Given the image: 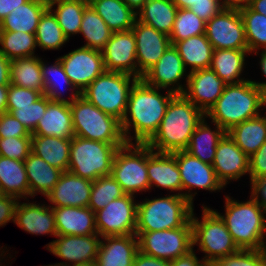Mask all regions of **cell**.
Segmentation results:
<instances>
[{
  "label": "cell",
  "mask_w": 266,
  "mask_h": 266,
  "mask_svg": "<svg viewBox=\"0 0 266 266\" xmlns=\"http://www.w3.org/2000/svg\"><path fill=\"white\" fill-rule=\"evenodd\" d=\"M31 134L72 139L75 135L70 105L50 101L43 118Z\"/></svg>",
  "instance_id": "cell-27"
},
{
  "label": "cell",
  "mask_w": 266,
  "mask_h": 266,
  "mask_svg": "<svg viewBox=\"0 0 266 266\" xmlns=\"http://www.w3.org/2000/svg\"><path fill=\"white\" fill-rule=\"evenodd\" d=\"M132 31L136 39L138 79H141L142 75L159 61L171 45L170 37L137 19Z\"/></svg>",
  "instance_id": "cell-18"
},
{
  "label": "cell",
  "mask_w": 266,
  "mask_h": 266,
  "mask_svg": "<svg viewBox=\"0 0 266 266\" xmlns=\"http://www.w3.org/2000/svg\"><path fill=\"white\" fill-rule=\"evenodd\" d=\"M266 211V197L259 203Z\"/></svg>",
  "instance_id": "cell-68"
},
{
  "label": "cell",
  "mask_w": 266,
  "mask_h": 266,
  "mask_svg": "<svg viewBox=\"0 0 266 266\" xmlns=\"http://www.w3.org/2000/svg\"><path fill=\"white\" fill-rule=\"evenodd\" d=\"M47 8L48 0H29L1 20L0 31L35 34L40 17Z\"/></svg>",
  "instance_id": "cell-29"
},
{
  "label": "cell",
  "mask_w": 266,
  "mask_h": 266,
  "mask_svg": "<svg viewBox=\"0 0 266 266\" xmlns=\"http://www.w3.org/2000/svg\"><path fill=\"white\" fill-rule=\"evenodd\" d=\"M132 266H170V261L149 256L138 251Z\"/></svg>",
  "instance_id": "cell-55"
},
{
  "label": "cell",
  "mask_w": 266,
  "mask_h": 266,
  "mask_svg": "<svg viewBox=\"0 0 266 266\" xmlns=\"http://www.w3.org/2000/svg\"><path fill=\"white\" fill-rule=\"evenodd\" d=\"M205 35L213 49L248 50L238 7L226 6L207 21Z\"/></svg>",
  "instance_id": "cell-12"
},
{
  "label": "cell",
  "mask_w": 266,
  "mask_h": 266,
  "mask_svg": "<svg viewBox=\"0 0 266 266\" xmlns=\"http://www.w3.org/2000/svg\"><path fill=\"white\" fill-rule=\"evenodd\" d=\"M57 237L58 239L46 245L47 250L53 255L71 262L72 265L95 262L102 241L99 234L57 235Z\"/></svg>",
  "instance_id": "cell-20"
},
{
  "label": "cell",
  "mask_w": 266,
  "mask_h": 266,
  "mask_svg": "<svg viewBox=\"0 0 266 266\" xmlns=\"http://www.w3.org/2000/svg\"><path fill=\"white\" fill-rule=\"evenodd\" d=\"M135 235L138 238L139 251L168 261L181 257L194 248L191 220L176 229L135 232Z\"/></svg>",
  "instance_id": "cell-11"
},
{
  "label": "cell",
  "mask_w": 266,
  "mask_h": 266,
  "mask_svg": "<svg viewBox=\"0 0 266 266\" xmlns=\"http://www.w3.org/2000/svg\"><path fill=\"white\" fill-rule=\"evenodd\" d=\"M43 94L37 90L24 88L21 86L8 85L7 109H17L18 107L30 106Z\"/></svg>",
  "instance_id": "cell-50"
},
{
  "label": "cell",
  "mask_w": 266,
  "mask_h": 266,
  "mask_svg": "<svg viewBox=\"0 0 266 266\" xmlns=\"http://www.w3.org/2000/svg\"><path fill=\"white\" fill-rule=\"evenodd\" d=\"M193 204L182 193L146 199L137 205L135 232H152L183 227L194 211Z\"/></svg>",
  "instance_id": "cell-5"
},
{
  "label": "cell",
  "mask_w": 266,
  "mask_h": 266,
  "mask_svg": "<svg viewBox=\"0 0 266 266\" xmlns=\"http://www.w3.org/2000/svg\"><path fill=\"white\" fill-rule=\"evenodd\" d=\"M92 181L64 171L54 188L46 195L52 207H88Z\"/></svg>",
  "instance_id": "cell-22"
},
{
  "label": "cell",
  "mask_w": 266,
  "mask_h": 266,
  "mask_svg": "<svg viewBox=\"0 0 266 266\" xmlns=\"http://www.w3.org/2000/svg\"><path fill=\"white\" fill-rule=\"evenodd\" d=\"M51 100L43 94L38 100L30 106L18 107L17 109H7L17 120H19L30 133H32L40 119L46 112L47 105Z\"/></svg>",
  "instance_id": "cell-47"
},
{
  "label": "cell",
  "mask_w": 266,
  "mask_h": 266,
  "mask_svg": "<svg viewBox=\"0 0 266 266\" xmlns=\"http://www.w3.org/2000/svg\"><path fill=\"white\" fill-rule=\"evenodd\" d=\"M158 90L160 89L146 84L142 79L134 83L125 116L121 121L126 143H132L133 139L135 143H146L156 133L170 100L176 95L167 91L164 96ZM131 127L134 129V138L129 136Z\"/></svg>",
  "instance_id": "cell-1"
},
{
  "label": "cell",
  "mask_w": 266,
  "mask_h": 266,
  "mask_svg": "<svg viewBox=\"0 0 266 266\" xmlns=\"http://www.w3.org/2000/svg\"><path fill=\"white\" fill-rule=\"evenodd\" d=\"M147 174L153 186L182 192V180L172 153H158L147 145Z\"/></svg>",
  "instance_id": "cell-24"
},
{
  "label": "cell",
  "mask_w": 266,
  "mask_h": 266,
  "mask_svg": "<svg viewBox=\"0 0 266 266\" xmlns=\"http://www.w3.org/2000/svg\"><path fill=\"white\" fill-rule=\"evenodd\" d=\"M177 9L171 0H148L137 12V20L170 36Z\"/></svg>",
  "instance_id": "cell-36"
},
{
  "label": "cell",
  "mask_w": 266,
  "mask_h": 266,
  "mask_svg": "<svg viewBox=\"0 0 266 266\" xmlns=\"http://www.w3.org/2000/svg\"><path fill=\"white\" fill-rule=\"evenodd\" d=\"M224 7H226L224 1H200L194 3L191 11L207 22L217 15Z\"/></svg>",
  "instance_id": "cell-53"
},
{
  "label": "cell",
  "mask_w": 266,
  "mask_h": 266,
  "mask_svg": "<svg viewBox=\"0 0 266 266\" xmlns=\"http://www.w3.org/2000/svg\"><path fill=\"white\" fill-rule=\"evenodd\" d=\"M238 147L251 157L266 141V116L245 120L226 132Z\"/></svg>",
  "instance_id": "cell-32"
},
{
  "label": "cell",
  "mask_w": 266,
  "mask_h": 266,
  "mask_svg": "<svg viewBox=\"0 0 266 266\" xmlns=\"http://www.w3.org/2000/svg\"><path fill=\"white\" fill-rule=\"evenodd\" d=\"M251 182V196L260 203L266 197V177ZM261 198V199H260Z\"/></svg>",
  "instance_id": "cell-57"
},
{
  "label": "cell",
  "mask_w": 266,
  "mask_h": 266,
  "mask_svg": "<svg viewBox=\"0 0 266 266\" xmlns=\"http://www.w3.org/2000/svg\"><path fill=\"white\" fill-rule=\"evenodd\" d=\"M174 47L178 50L185 68L191 66L189 72L210 68L214 49L205 34L176 42Z\"/></svg>",
  "instance_id": "cell-33"
},
{
  "label": "cell",
  "mask_w": 266,
  "mask_h": 266,
  "mask_svg": "<svg viewBox=\"0 0 266 266\" xmlns=\"http://www.w3.org/2000/svg\"><path fill=\"white\" fill-rule=\"evenodd\" d=\"M186 83L182 94L204 113L217 102L227 85L211 68L188 72Z\"/></svg>",
  "instance_id": "cell-19"
},
{
  "label": "cell",
  "mask_w": 266,
  "mask_h": 266,
  "mask_svg": "<svg viewBox=\"0 0 266 266\" xmlns=\"http://www.w3.org/2000/svg\"><path fill=\"white\" fill-rule=\"evenodd\" d=\"M137 80L135 76L125 73L105 71L80 95L102 112L121 122L127 110L131 88Z\"/></svg>",
  "instance_id": "cell-6"
},
{
  "label": "cell",
  "mask_w": 266,
  "mask_h": 266,
  "mask_svg": "<svg viewBox=\"0 0 266 266\" xmlns=\"http://www.w3.org/2000/svg\"><path fill=\"white\" fill-rule=\"evenodd\" d=\"M125 143H104L78 136L71 139L69 172L91 181L110 175L113 158Z\"/></svg>",
  "instance_id": "cell-7"
},
{
  "label": "cell",
  "mask_w": 266,
  "mask_h": 266,
  "mask_svg": "<svg viewBox=\"0 0 266 266\" xmlns=\"http://www.w3.org/2000/svg\"><path fill=\"white\" fill-rule=\"evenodd\" d=\"M10 84L37 90L44 94L41 58L37 56L11 60Z\"/></svg>",
  "instance_id": "cell-39"
},
{
  "label": "cell",
  "mask_w": 266,
  "mask_h": 266,
  "mask_svg": "<svg viewBox=\"0 0 266 266\" xmlns=\"http://www.w3.org/2000/svg\"><path fill=\"white\" fill-rule=\"evenodd\" d=\"M101 52L106 71L125 73L138 78L136 39L132 29L113 32Z\"/></svg>",
  "instance_id": "cell-16"
},
{
  "label": "cell",
  "mask_w": 266,
  "mask_h": 266,
  "mask_svg": "<svg viewBox=\"0 0 266 266\" xmlns=\"http://www.w3.org/2000/svg\"><path fill=\"white\" fill-rule=\"evenodd\" d=\"M136 14L148 0H123Z\"/></svg>",
  "instance_id": "cell-64"
},
{
  "label": "cell",
  "mask_w": 266,
  "mask_h": 266,
  "mask_svg": "<svg viewBox=\"0 0 266 266\" xmlns=\"http://www.w3.org/2000/svg\"><path fill=\"white\" fill-rule=\"evenodd\" d=\"M57 8L53 10V6ZM89 6L88 0H48V8L56 16L64 36L69 39L72 34L80 33L84 10Z\"/></svg>",
  "instance_id": "cell-38"
},
{
  "label": "cell",
  "mask_w": 266,
  "mask_h": 266,
  "mask_svg": "<svg viewBox=\"0 0 266 266\" xmlns=\"http://www.w3.org/2000/svg\"><path fill=\"white\" fill-rule=\"evenodd\" d=\"M212 166L217 179L225 187L228 180H238L249 174V157L226 133L218 142Z\"/></svg>",
  "instance_id": "cell-21"
},
{
  "label": "cell",
  "mask_w": 266,
  "mask_h": 266,
  "mask_svg": "<svg viewBox=\"0 0 266 266\" xmlns=\"http://www.w3.org/2000/svg\"><path fill=\"white\" fill-rule=\"evenodd\" d=\"M48 66L49 65L43 62L41 58V74L44 82V94L51 101L70 105L80 95V93L72 85L70 79L64 71V68L59 58L56 59L53 65L49 67ZM62 84L67 85V87H70V90L74 91V93L71 92L72 95L69 97L71 100H68L66 98L64 99L62 97V87L59 90V87L62 86Z\"/></svg>",
  "instance_id": "cell-40"
},
{
  "label": "cell",
  "mask_w": 266,
  "mask_h": 266,
  "mask_svg": "<svg viewBox=\"0 0 266 266\" xmlns=\"http://www.w3.org/2000/svg\"><path fill=\"white\" fill-rule=\"evenodd\" d=\"M135 234L104 236L95 262L97 266H132L139 251Z\"/></svg>",
  "instance_id": "cell-23"
},
{
  "label": "cell",
  "mask_w": 266,
  "mask_h": 266,
  "mask_svg": "<svg viewBox=\"0 0 266 266\" xmlns=\"http://www.w3.org/2000/svg\"><path fill=\"white\" fill-rule=\"evenodd\" d=\"M249 177L250 181L266 177V141L249 157Z\"/></svg>",
  "instance_id": "cell-52"
},
{
  "label": "cell",
  "mask_w": 266,
  "mask_h": 266,
  "mask_svg": "<svg viewBox=\"0 0 266 266\" xmlns=\"http://www.w3.org/2000/svg\"><path fill=\"white\" fill-rule=\"evenodd\" d=\"M216 266H264L262 251L239 249L237 252L213 262Z\"/></svg>",
  "instance_id": "cell-49"
},
{
  "label": "cell",
  "mask_w": 266,
  "mask_h": 266,
  "mask_svg": "<svg viewBox=\"0 0 266 266\" xmlns=\"http://www.w3.org/2000/svg\"><path fill=\"white\" fill-rule=\"evenodd\" d=\"M249 50L214 49L210 68L227 84H238L247 79L240 78Z\"/></svg>",
  "instance_id": "cell-34"
},
{
  "label": "cell",
  "mask_w": 266,
  "mask_h": 266,
  "mask_svg": "<svg viewBox=\"0 0 266 266\" xmlns=\"http://www.w3.org/2000/svg\"><path fill=\"white\" fill-rule=\"evenodd\" d=\"M58 235L98 234L95 213L89 207H52Z\"/></svg>",
  "instance_id": "cell-26"
},
{
  "label": "cell",
  "mask_w": 266,
  "mask_h": 266,
  "mask_svg": "<svg viewBox=\"0 0 266 266\" xmlns=\"http://www.w3.org/2000/svg\"><path fill=\"white\" fill-rule=\"evenodd\" d=\"M178 165L182 180V196L193 204V197L197 194L190 191L192 188L205 189L208 191H217L224 188L217 179L215 170L211 164L202 162L199 158L192 156L186 150L172 153ZM188 191V192H187Z\"/></svg>",
  "instance_id": "cell-15"
},
{
  "label": "cell",
  "mask_w": 266,
  "mask_h": 266,
  "mask_svg": "<svg viewBox=\"0 0 266 266\" xmlns=\"http://www.w3.org/2000/svg\"><path fill=\"white\" fill-rule=\"evenodd\" d=\"M202 221L194 216L192 211L190 220L193 228V246L199 245V250L206 255L205 262L231 255L239 250L234 243L224 221L213 210L203 205Z\"/></svg>",
  "instance_id": "cell-9"
},
{
  "label": "cell",
  "mask_w": 266,
  "mask_h": 266,
  "mask_svg": "<svg viewBox=\"0 0 266 266\" xmlns=\"http://www.w3.org/2000/svg\"><path fill=\"white\" fill-rule=\"evenodd\" d=\"M0 187L3 194L18 199L30 196L24 161L0 156Z\"/></svg>",
  "instance_id": "cell-37"
},
{
  "label": "cell",
  "mask_w": 266,
  "mask_h": 266,
  "mask_svg": "<svg viewBox=\"0 0 266 266\" xmlns=\"http://www.w3.org/2000/svg\"><path fill=\"white\" fill-rule=\"evenodd\" d=\"M238 8L244 24L249 54H258L259 49H266V16L253 11L247 4Z\"/></svg>",
  "instance_id": "cell-42"
},
{
  "label": "cell",
  "mask_w": 266,
  "mask_h": 266,
  "mask_svg": "<svg viewBox=\"0 0 266 266\" xmlns=\"http://www.w3.org/2000/svg\"><path fill=\"white\" fill-rule=\"evenodd\" d=\"M206 22L198 17L191 9H177L173 29L170 34V43L183 41L189 37L205 34Z\"/></svg>",
  "instance_id": "cell-46"
},
{
  "label": "cell",
  "mask_w": 266,
  "mask_h": 266,
  "mask_svg": "<svg viewBox=\"0 0 266 266\" xmlns=\"http://www.w3.org/2000/svg\"><path fill=\"white\" fill-rule=\"evenodd\" d=\"M226 6L239 7L247 4L250 0H223Z\"/></svg>",
  "instance_id": "cell-65"
},
{
  "label": "cell",
  "mask_w": 266,
  "mask_h": 266,
  "mask_svg": "<svg viewBox=\"0 0 266 266\" xmlns=\"http://www.w3.org/2000/svg\"><path fill=\"white\" fill-rule=\"evenodd\" d=\"M225 215L215 211L224 221L234 243L239 249L260 250L266 232V211L251 196L246 202L225 197ZM265 214V215H264Z\"/></svg>",
  "instance_id": "cell-4"
},
{
  "label": "cell",
  "mask_w": 266,
  "mask_h": 266,
  "mask_svg": "<svg viewBox=\"0 0 266 266\" xmlns=\"http://www.w3.org/2000/svg\"><path fill=\"white\" fill-rule=\"evenodd\" d=\"M29 0H0V22L17 7L23 5Z\"/></svg>",
  "instance_id": "cell-58"
},
{
  "label": "cell",
  "mask_w": 266,
  "mask_h": 266,
  "mask_svg": "<svg viewBox=\"0 0 266 266\" xmlns=\"http://www.w3.org/2000/svg\"><path fill=\"white\" fill-rule=\"evenodd\" d=\"M4 195L3 192H2V189L0 187V196Z\"/></svg>",
  "instance_id": "cell-70"
},
{
  "label": "cell",
  "mask_w": 266,
  "mask_h": 266,
  "mask_svg": "<svg viewBox=\"0 0 266 266\" xmlns=\"http://www.w3.org/2000/svg\"><path fill=\"white\" fill-rule=\"evenodd\" d=\"M134 197L126 194L95 212L100 237L135 234L138 203L134 202Z\"/></svg>",
  "instance_id": "cell-13"
},
{
  "label": "cell",
  "mask_w": 266,
  "mask_h": 266,
  "mask_svg": "<svg viewBox=\"0 0 266 266\" xmlns=\"http://www.w3.org/2000/svg\"><path fill=\"white\" fill-rule=\"evenodd\" d=\"M19 199L15 196H0V227L5 226L9 221L14 220L16 206Z\"/></svg>",
  "instance_id": "cell-54"
},
{
  "label": "cell",
  "mask_w": 266,
  "mask_h": 266,
  "mask_svg": "<svg viewBox=\"0 0 266 266\" xmlns=\"http://www.w3.org/2000/svg\"><path fill=\"white\" fill-rule=\"evenodd\" d=\"M260 53H261L260 54V56H261L260 62H259L260 63V69H261L263 75L266 76V49H263ZM253 83L266 92V82L261 83V82L253 81Z\"/></svg>",
  "instance_id": "cell-60"
},
{
  "label": "cell",
  "mask_w": 266,
  "mask_h": 266,
  "mask_svg": "<svg viewBox=\"0 0 266 266\" xmlns=\"http://www.w3.org/2000/svg\"><path fill=\"white\" fill-rule=\"evenodd\" d=\"M31 153V137L0 138V156L25 161Z\"/></svg>",
  "instance_id": "cell-48"
},
{
  "label": "cell",
  "mask_w": 266,
  "mask_h": 266,
  "mask_svg": "<svg viewBox=\"0 0 266 266\" xmlns=\"http://www.w3.org/2000/svg\"><path fill=\"white\" fill-rule=\"evenodd\" d=\"M8 85H0V115L7 113Z\"/></svg>",
  "instance_id": "cell-61"
},
{
  "label": "cell",
  "mask_w": 266,
  "mask_h": 266,
  "mask_svg": "<svg viewBox=\"0 0 266 266\" xmlns=\"http://www.w3.org/2000/svg\"><path fill=\"white\" fill-rule=\"evenodd\" d=\"M205 113L183 94H176L169 102L156 133L146 144L158 153L186 150L191 136Z\"/></svg>",
  "instance_id": "cell-2"
},
{
  "label": "cell",
  "mask_w": 266,
  "mask_h": 266,
  "mask_svg": "<svg viewBox=\"0 0 266 266\" xmlns=\"http://www.w3.org/2000/svg\"><path fill=\"white\" fill-rule=\"evenodd\" d=\"M10 64L11 60L0 52V85L10 84Z\"/></svg>",
  "instance_id": "cell-59"
},
{
  "label": "cell",
  "mask_w": 266,
  "mask_h": 266,
  "mask_svg": "<svg viewBox=\"0 0 266 266\" xmlns=\"http://www.w3.org/2000/svg\"><path fill=\"white\" fill-rule=\"evenodd\" d=\"M247 5L253 11L266 16V0H250Z\"/></svg>",
  "instance_id": "cell-62"
},
{
  "label": "cell",
  "mask_w": 266,
  "mask_h": 266,
  "mask_svg": "<svg viewBox=\"0 0 266 266\" xmlns=\"http://www.w3.org/2000/svg\"><path fill=\"white\" fill-rule=\"evenodd\" d=\"M135 144V145H134ZM126 194L150 190L147 174V144L125 143L113 158L111 174Z\"/></svg>",
  "instance_id": "cell-10"
},
{
  "label": "cell",
  "mask_w": 266,
  "mask_h": 266,
  "mask_svg": "<svg viewBox=\"0 0 266 266\" xmlns=\"http://www.w3.org/2000/svg\"><path fill=\"white\" fill-rule=\"evenodd\" d=\"M205 118L196 127L186 151L202 162L212 165L218 142L226 134V131L217 123H214L216 129L212 131Z\"/></svg>",
  "instance_id": "cell-35"
},
{
  "label": "cell",
  "mask_w": 266,
  "mask_h": 266,
  "mask_svg": "<svg viewBox=\"0 0 266 266\" xmlns=\"http://www.w3.org/2000/svg\"><path fill=\"white\" fill-rule=\"evenodd\" d=\"M44 205L18 202L13 222L30 234L57 236L53 208Z\"/></svg>",
  "instance_id": "cell-25"
},
{
  "label": "cell",
  "mask_w": 266,
  "mask_h": 266,
  "mask_svg": "<svg viewBox=\"0 0 266 266\" xmlns=\"http://www.w3.org/2000/svg\"><path fill=\"white\" fill-rule=\"evenodd\" d=\"M178 9H191L195 2L200 1H223V0H171Z\"/></svg>",
  "instance_id": "cell-63"
},
{
  "label": "cell",
  "mask_w": 266,
  "mask_h": 266,
  "mask_svg": "<svg viewBox=\"0 0 266 266\" xmlns=\"http://www.w3.org/2000/svg\"><path fill=\"white\" fill-rule=\"evenodd\" d=\"M74 135L104 143H126L121 122L79 95L71 104Z\"/></svg>",
  "instance_id": "cell-8"
},
{
  "label": "cell",
  "mask_w": 266,
  "mask_h": 266,
  "mask_svg": "<svg viewBox=\"0 0 266 266\" xmlns=\"http://www.w3.org/2000/svg\"><path fill=\"white\" fill-rule=\"evenodd\" d=\"M35 37L37 46L43 50H58L69 41L49 8L40 17Z\"/></svg>",
  "instance_id": "cell-44"
},
{
  "label": "cell",
  "mask_w": 266,
  "mask_h": 266,
  "mask_svg": "<svg viewBox=\"0 0 266 266\" xmlns=\"http://www.w3.org/2000/svg\"><path fill=\"white\" fill-rule=\"evenodd\" d=\"M86 39L84 47L102 50L113 32L109 29L104 20L89 5L83 13L80 27V34Z\"/></svg>",
  "instance_id": "cell-41"
},
{
  "label": "cell",
  "mask_w": 266,
  "mask_h": 266,
  "mask_svg": "<svg viewBox=\"0 0 266 266\" xmlns=\"http://www.w3.org/2000/svg\"><path fill=\"white\" fill-rule=\"evenodd\" d=\"M112 32L131 30L137 14L123 0H88Z\"/></svg>",
  "instance_id": "cell-31"
},
{
  "label": "cell",
  "mask_w": 266,
  "mask_h": 266,
  "mask_svg": "<svg viewBox=\"0 0 266 266\" xmlns=\"http://www.w3.org/2000/svg\"><path fill=\"white\" fill-rule=\"evenodd\" d=\"M185 74L186 68L178 50L174 45H170L159 61L147 70L141 79L146 84L158 89H166L174 94H182L185 88L182 84L180 85L179 80L186 76Z\"/></svg>",
  "instance_id": "cell-17"
},
{
  "label": "cell",
  "mask_w": 266,
  "mask_h": 266,
  "mask_svg": "<svg viewBox=\"0 0 266 266\" xmlns=\"http://www.w3.org/2000/svg\"><path fill=\"white\" fill-rule=\"evenodd\" d=\"M124 195L126 193L111 175L102 176L92 181L88 207L95 213L107 206L111 201Z\"/></svg>",
  "instance_id": "cell-45"
},
{
  "label": "cell",
  "mask_w": 266,
  "mask_h": 266,
  "mask_svg": "<svg viewBox=\"0 0 266 266\" xmlns=\"http://www.w3.org/2000/svg\"><path fill=\"white\" fill-rule=\"evenodd\" d=\"M56 266H71V264L70 263H66V262H63V263H56L55 264ZM72 266H97V263L96 262H87V263H85V264H77V265H72Z\"/></svg>",
  "instance_id": "cell-66"
},
{
  "label": "cell",
  "mask_w": 266,
  "mask_h": 266,
  "mask_svg": "<svg viewBox=\"0 0 266 266\" xmlns=\"http://www.w3.org/2000/svg\"><path fill=\"white\" fill-rule=\"evenodd\" d=\"M59 59L66 75L79 93L106 71L100 50L82 46Z\"/></svg>",
  "instance_id": "cell-14"
},
{
  "label": "cell",
  "mask_w": 266,
  "mask_h": 266,
  "mask_svg": "<svg viewBox=\"0 0 266 266\" xmlns=\"http://www.w3.org/2000/svg\"><path fill=\"white\" fill-rule=\"evenodd\" d=\"M266 106V92L251 80L227 84L217 102L205 113L212 123L226 132L234 126L260 115Z\"/></svg>",
  "instance_id": "cell-3"
},
{
  "label": "cell",
  "mask_w": 266,
  "mask_h": 266,
  "mask_svg": "<svg viewBox=\"0 0 266 266\" xmlns=\"http://www.w3.org/2000/svg\"><path fill=\"white\" fill-rule=\"evenodd\" d=\"M32 137L28 129L11 113L0 115V138Z\"/></svg>",
  "instance_id": "cell-51"
},
{
  "label": "cell",
  "mask_w": 266,
  "mask_h": 266,
  "mask_svg": "<svg viewBox=\"0 0 266 266\" xmlns=\"http://www.w3.org/2000/svg\"><path fill=\"white\" fill-rule=\"evenodd\" d=\"M27 178L29 181L30 196L37 193L46 195L54 188L64 171L49 165L42 158L30 153L24 161Z\"/></svg>",
  "instance_id": "cell-28"
},
{
  "label": "cell",
  "mask_w": 266,
  "mask_h": 266,
  "mask_svg": "<svg viewBox=\"0 0 266 266\" xmlns=\"http://www.w3.org/2000/svg\"><path fill=\"white\" fill-rule=\"evenodd\" d=\"M0 52L9 60L34 56L35 34L0 31Z\"/></svg>",
  "instance_id": "cell-43"
},
{
  "label": "cell",
  "mask_w": 266,
  "mask_h": 266,
  "mask_svg": "<svg viewBox=\"0 0 266 266\" xmlns=\"http://www.w3.org/2000/svg\"><path fill=\"white\" fill-rule=\"evenodd\" d=\"M202 266H216L213 262H204Z\"/></svg>",
  "instance_id": "cell-69"
},
{
  "label": "cell",
  "mask_w": 266,
  "mask_h": 266,
  "mask_svg": "<svg viewBox=\"0 0 266 266\" xmlns=\"http://www.w3.org/2000/svg\"><path fill=\"white\" fill-rule=\"evenodd\" d=\"M205 261L198 260L194 249H191L186 254L170 261V266H202Z\"/></svg>",
  "instance_id": "cell-56"
},
{
  "label": "cell",
  "mask_w": 266,
  "mask_h": 266,
  "mask_svg": "<svg viewBox=\"0 0 266 266\" xmlns=\"http://www.w3.org/2000/svg\"><path fill=\"white\" fill-rule=\"evenodd\" d=\"M70 147L71 139L68 138L38 135L31 137V152L62 171L68 170Z\"/></svg>",
  "instance_id": "cell-30"
},
{
  "label": "cell",
  "mask_w": 266,
  "mask_h": 266,
  "mask_svg": "<svg viewBox=\"0 0 266 266\" xmlns=\"http://www.w3.org/2000/svg\"><path fill=\"white\" fill-rule=\"evenodd\" d=\"M261 251L264 259V266H266V244L261 248Z\"/></svg>",
  "instance_id": "cell-67"
}]
</instances>
